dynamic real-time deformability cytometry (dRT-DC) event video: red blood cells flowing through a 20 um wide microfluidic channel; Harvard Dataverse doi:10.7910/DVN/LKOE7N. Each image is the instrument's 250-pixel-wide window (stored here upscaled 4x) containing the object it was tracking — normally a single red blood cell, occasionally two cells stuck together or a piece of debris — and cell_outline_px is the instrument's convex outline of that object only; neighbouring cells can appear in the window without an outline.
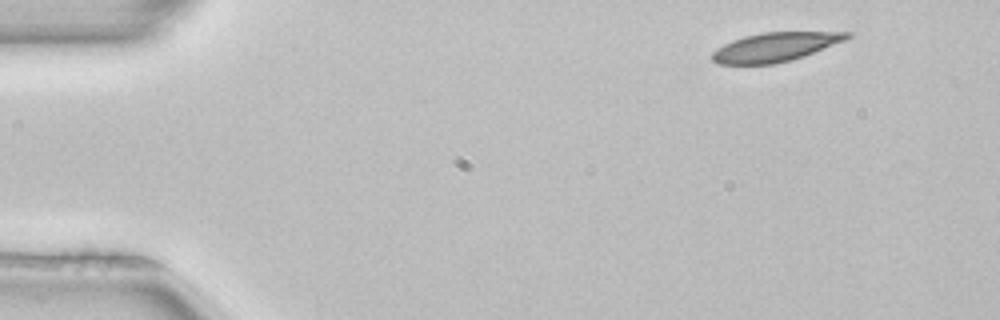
{"species": "common noctule bat (a hibernating species)", "species_latin": "Nyctalus noctula", "temperature_condition": "room temperature", "stored_images_in_passage": 2, "camera_frame_rate_fps": 3000, "um_per_image_px": 0.085, "animal": {"sex": "female", "body_mass_g": 22.7, "forearm_length_mm": 54.2}, "frame": {"image": 1, "passage_image": 1, "time_ms": 0.0, "image_size_px": [1000, 320], "cell_outline_px": [[852, 36], [844, 40], [804, 56], [776, 64], [716, 64], [712, 60], [712, 52], [716, 48], [732, 40], [744, 36], [764, 32], [852, 32]], "centroid_in_image_um": [65.85, 4.0], "position_along_channel_um": 19.2, "area_um2": 22.66}}